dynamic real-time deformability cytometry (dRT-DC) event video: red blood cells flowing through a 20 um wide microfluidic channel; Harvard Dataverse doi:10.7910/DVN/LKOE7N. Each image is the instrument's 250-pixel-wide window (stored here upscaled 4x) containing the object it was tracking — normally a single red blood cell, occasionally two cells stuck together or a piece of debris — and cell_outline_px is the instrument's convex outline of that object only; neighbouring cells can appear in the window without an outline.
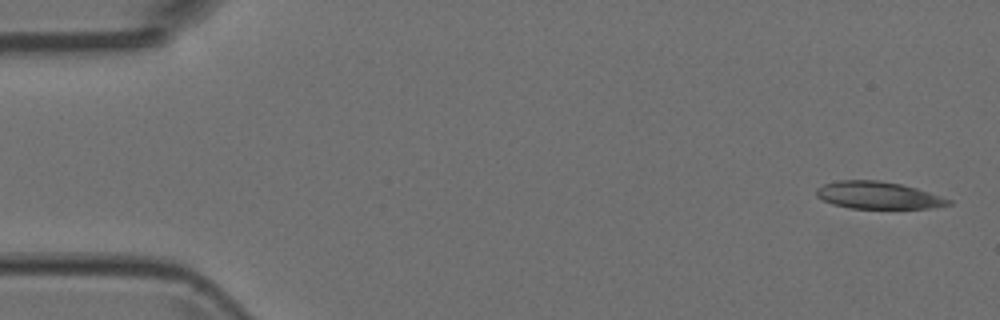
{"species": "Egyptian fruit bat (a non-hibernating species)", "species_latin": "Rousettus aegyptiacus", "temperature_condition": "room temperature", "stored_images_in_passage": 3, "camera_frame_rate_fps": 3000, "um_per_image_px": 0.085, "animal": {"sex": "female"}, "frame": {"image": 1, "passage_image": 3, "time_ms": 0.667, "image_size_px": [1000, 320], "cell_outline_px": [[952, 204], [932, 208], [848, 208], [832, 204], [816, 196], [816, 188], [824, 184], [840, 180], [880, 180], [900, 184], [916, 188], [952, 200]], "centroid_in_image_um": [74.62, 16.6], "position_along_channel_um": 10.4, "area_um2": 20.87}}